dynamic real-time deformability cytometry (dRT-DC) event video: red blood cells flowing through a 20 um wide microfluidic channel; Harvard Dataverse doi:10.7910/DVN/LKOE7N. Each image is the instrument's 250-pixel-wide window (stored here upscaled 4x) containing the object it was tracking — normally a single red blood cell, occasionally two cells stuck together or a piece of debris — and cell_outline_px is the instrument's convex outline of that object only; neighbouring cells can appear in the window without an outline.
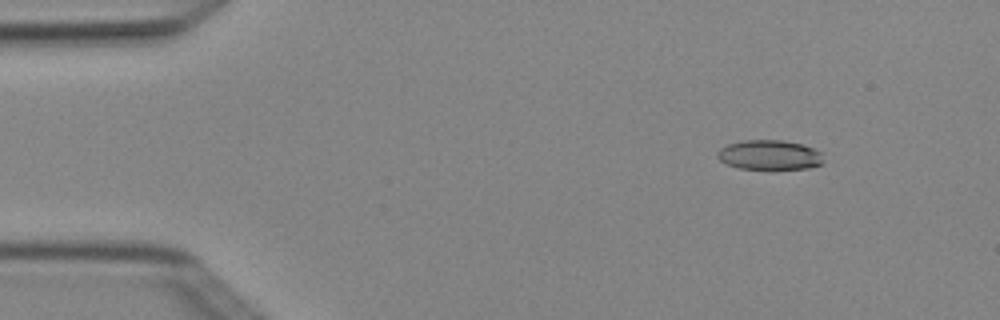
{"species": "Egyptian fruit bat (a non-hibernating species)", "species_latin": "Rousettus aegyptiacus", "temperature_condition": "cold", "stored_images_in_passage": 4, "camera_frame_rate_fps": 3000, "um_per_image_px": 0.085, "animal": {"sex": "female"}, "frame": {"image": 1, "passage_image": 1, "time_ms": 0.0, "image_size_px": [1000, 320], "cell_outline_px": [[824, 164], [808, 168], [740, 168], [728, 164], [720, 160], [716, 156], [716, 152], [720, 148], [728, 144], [744, 140], [784, 140], [804, 144], [820, 152], [824, 160]], "centroid_in_image_um": [65.42, 13.15], "position_along_channel_um": 19.6, "area_um2": 18.26}}
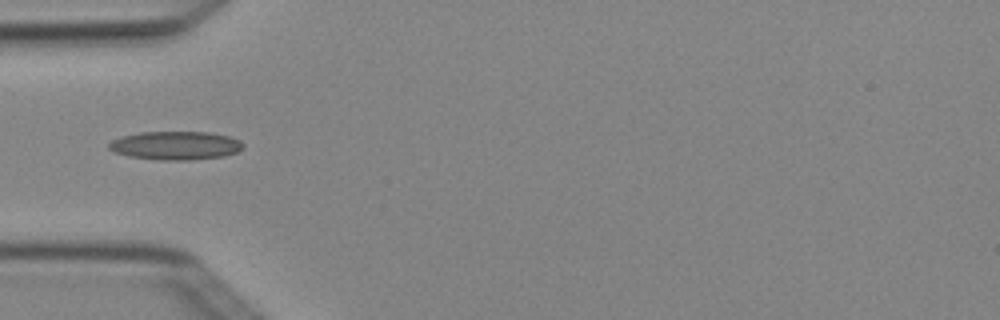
{"frame": {"image": 2, "passage_image": 4, "time_ms": 1.0, "image_size_px": [1000, 320], "cell_outline_px": [[244, 148], [236, 152], [224, 156], [188, 160], [160, 160], [128, 156], [116, 152], [108, 148], [108, 144], [112, 140], [120, 136], [140, 132], [208, 132], [228, 136], [240, 140], [244, 144]], "centroid_in_image_um": [14.92, 12.36], "position_along_channel_um": 70.1, "area_um2": 22.31}}